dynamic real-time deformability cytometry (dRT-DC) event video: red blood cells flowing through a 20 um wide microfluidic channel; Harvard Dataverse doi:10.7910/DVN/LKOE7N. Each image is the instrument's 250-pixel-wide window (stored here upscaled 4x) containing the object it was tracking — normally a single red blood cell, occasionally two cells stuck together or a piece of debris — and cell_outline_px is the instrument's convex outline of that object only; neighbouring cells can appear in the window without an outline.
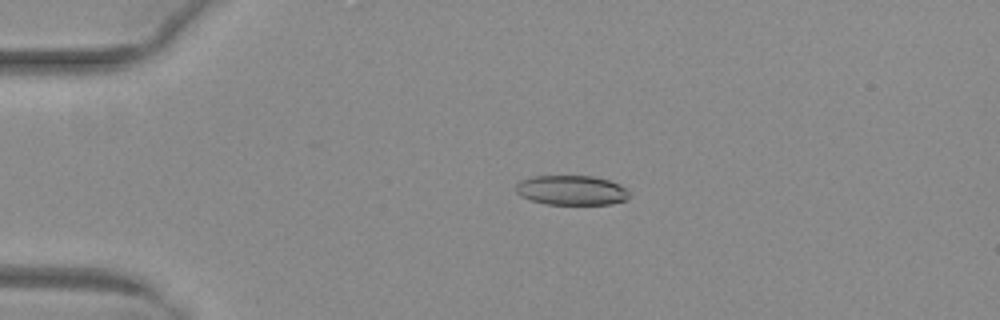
{"species": "common noctule bat (a hibernating species)", "species_latin": "Nyctalus noctula", "temperature_condition": "warm", "stored_images_in_passage": 52, "camera_frame_rate_fps": 3000, "um_per_image_px": 0.085, "animal": {"sex": "female", "body_mass_g": 29.2, "forearm_length_mm": 56.3}, "frame": {"image": 1, "passage_image": 12, "time_ms": 3.667, "image_size_px": [1000, 320], "cell_outline_px": [[632, 196], [628, 200], [612, 204], [548, 204], [532, 200], [520, 196], [516, 192], [516, 184], [520, 180], [532, 176], [592, 176], [608, 180], [620, 184], [628, 188]], "centroid_in_image_um": [48.64, 16.17], "position_along_channel_um": 36.4, "area_um2": 19.88}}
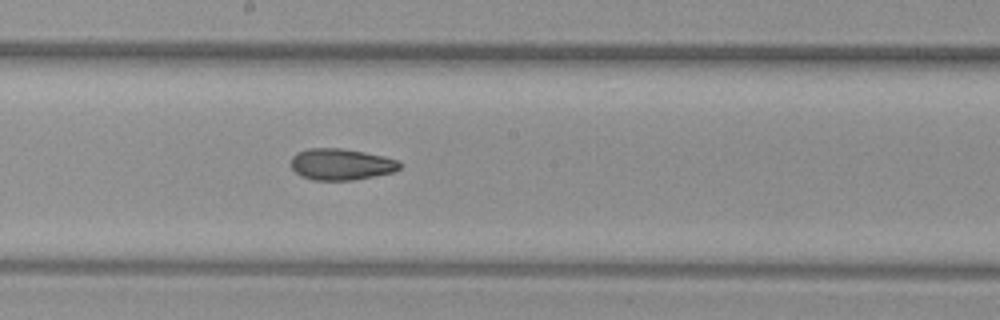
{"frame": {"image": 2, "passage_image": 29, "time_ms": 9.333, "image_size_px": [1000, 320], "cell_outline_px": [[400, 168], [392, 172], [376, 176], [352, 180], [312, 180], [300, 176], [288, 164], [292, 156], [296, 152], [308, 148], [340, 148], [364, 152], [384, 156], [396, 160], [400, 164]], "centroid_in_image_um": [28.93, 13.96], "position_along_channel_um": 219.3, "area_um2": 20.06}}
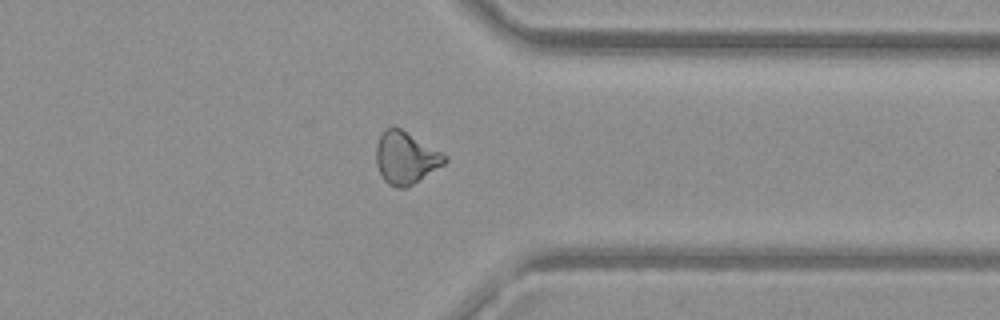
{"frame": {"image": 3, "passage_image": 41, "time_ms": 13.333, "image_size_px": [1000, 320], "cell_outline_px": [[448, 160], [444, 164], [412, 184], [404, 188], [396, 188], [388, 184], [384, 180], [376, 164], [376, 144], [384, 128], [392, 124], [400, 128], [448, 156]], "centroid_in_image_um": [34.45, 13.39], "position_along_channel_um": 376.9, "area_um2": 20.81}, "authors_computed_cell_mechanics": {"area_um2": 20.8369, "velocity_mm_per_s": 4.0297, "shape_relaxation_time_tau1_ms": null, "shape_relaxation_time_tau2_ms": 3.1441, "deformation_change_tau1": null, "deformation_change_tau2": 0.101}}